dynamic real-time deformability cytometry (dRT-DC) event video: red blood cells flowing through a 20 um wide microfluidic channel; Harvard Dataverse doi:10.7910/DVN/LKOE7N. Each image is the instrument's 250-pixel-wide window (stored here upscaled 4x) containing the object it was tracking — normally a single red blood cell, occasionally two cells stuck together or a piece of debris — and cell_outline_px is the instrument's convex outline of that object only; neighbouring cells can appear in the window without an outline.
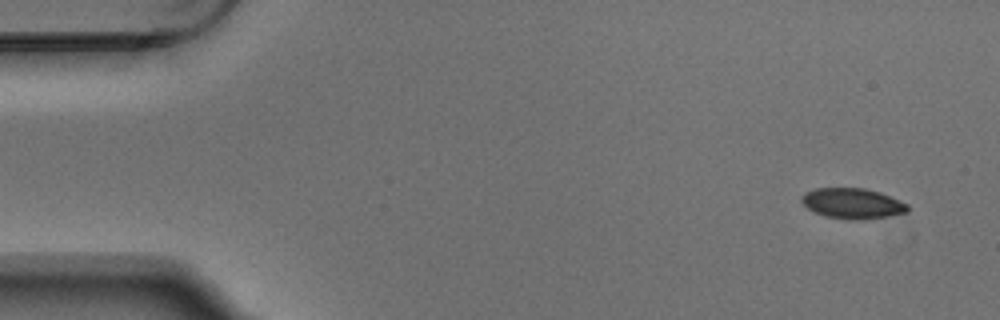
{"species": "Egyptian fruit bat (a non-hibernating species)", "species_latin": "Rousettus aegyptiacus", "temperature_condition": "warm", "stored_images_in_passage": 7, "camera_frame_rate_fps": 3000, "um_per_image_px": 0.085, "animal": {"sex": "male"}, "frame": {"image": 1, "passage_image": 1, "time_ms": 0.0, "image_size_px": [1000, 320], "cell_outline_px": [[908, 212], [888, 216], [864, 220], [852, 220], [824, 216], [808, 208], [800, 200], [800, 196], [804, 192], [816, 188], [864, 188], [880, 192], [908, 204]], "centroid_in_image_um": [72.45, 17.29], "position_along_channel_um": 12.6, "area_um2": 18.9}}
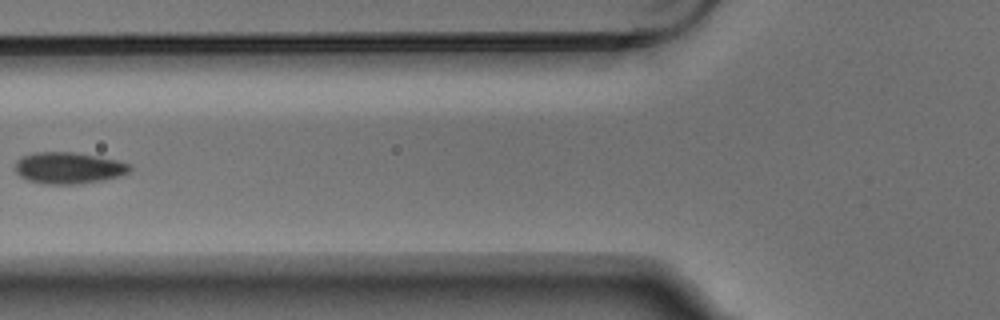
{"frame": {"image": 2, "passage_image": 6, "time_ms": 1.667, "image_size_px": [1000, 320], "cell_outline_px": [[132, 168], [128, 172], [120, 176], [104, 180], [80, 184], [44, 184], [28, 180], [20, 176], [16, 172], [16, 160], [20, 156], [32, 152], [72, 152], [96, 156], [116, 160], [132, 164]], "centroid_in_image_um": [5.82, 14.27], "position_along_channel_um": 120.0, "area_um2": 21.21}}
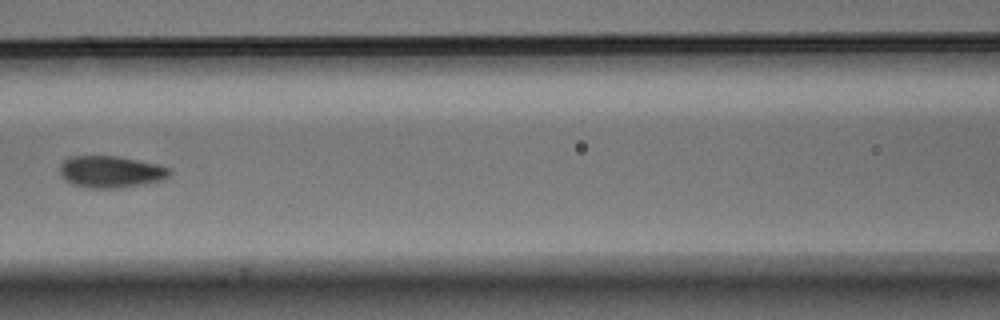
{"frame": {"image": 3, "passage_image": 7, "time_ms": 2.0, "image_size_px": [1000, 320], "cell_outline_px": [[172, 172], [168, 176], [160, 180], [144, 184], [120, 188], [88, 188], [72, 184], [64, 180], [60, 176], [60, 164], [68, 156], [116, 156], [160, 164], [172, 168]], "centroid_in_image_um": [9.41, 14.6], "position_along_channel_um": 157.2, "area_um2": 20.63}}